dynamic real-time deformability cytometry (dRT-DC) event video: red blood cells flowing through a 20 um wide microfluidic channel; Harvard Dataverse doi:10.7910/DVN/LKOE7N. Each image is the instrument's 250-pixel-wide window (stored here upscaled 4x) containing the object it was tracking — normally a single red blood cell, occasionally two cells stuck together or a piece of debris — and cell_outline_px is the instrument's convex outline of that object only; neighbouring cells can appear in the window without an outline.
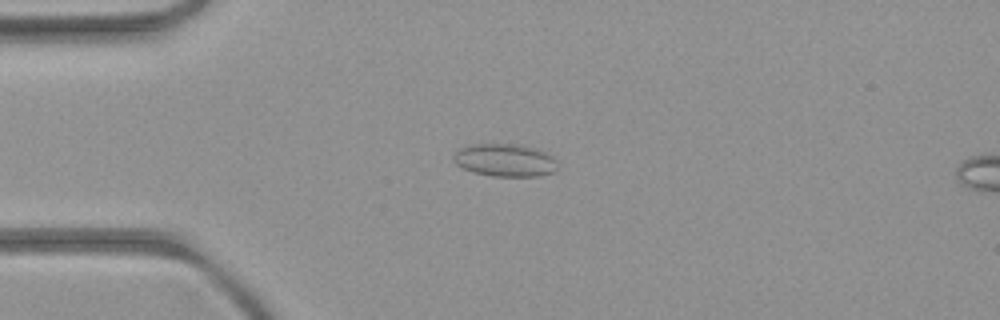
{"species": "common noctule bat (a hibernating species)", "species_latin": "Nyctalus noctula", "temperature_condition": "room temperature", "stored_images_in_passage": 5, "camera_frame_rate_fps": 3000, "um_per_image_px": 0.085, "animal": {"sex": "female", "body_mass_g": 21.9}, "frame": {"image": 1, "passage_image": 2, "time_ms": 2.0, "image_size_px": [1000, 320], "cell_outline_px": [[556, 172], [540, 176], [492, 176], [476, 172], [464, 168], [456, 164], [452, 160], [452, 156], [460, 148], [468, 144], [512, 144], [532, 148], [544, 152], [552, 156], [556, 160]], "centroid_in_image_um": [42.91, 13.62], "position_along_channel_um": 42.1, "area_um2": 19.71}}
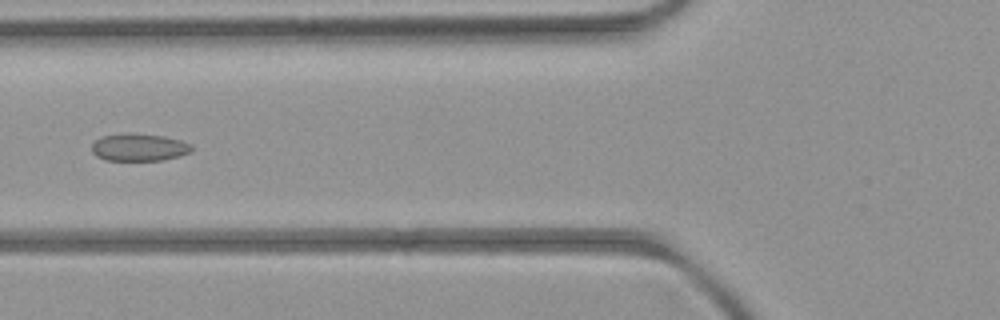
{"frame": {"image": 2, "passage_image": 4, "time_ms": 4.333, "image_size_px": [1000, 320], "cell_outline_px": [[192, 152], [160, 160], [104, 160], [96, 156], [92, 152], [92, 144], [100, 136], [164, 136], [180, 140], [192, 144]], "centroid_in_image_um": [11.83, 12.57], "position_along_channel_um": 114.0, "area_um2": 15.14}}
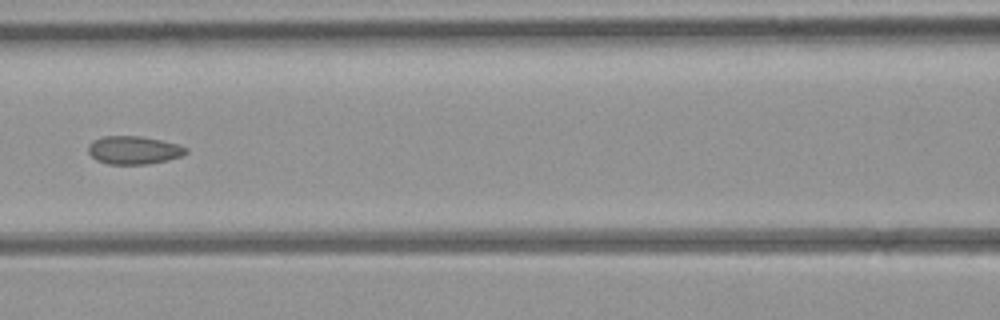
{"frame": {"image": 3, "passage_image": 5, "time_ms": 5.333, "image_size_px": [1000, 320], "cell_outline_px": [[188, 152], [180, 156], [168, 160], [148, 164], [108, 164], [96, 160], [88, 152], [88, 144], [92, 140], [104, 136], [140, 136], [160, 140], [176, 144], [188, 148]], "centroid_in_image_um": [11.34, 12.76], "position_along_channel_um": 155.3, "area_um2": 16.01}}